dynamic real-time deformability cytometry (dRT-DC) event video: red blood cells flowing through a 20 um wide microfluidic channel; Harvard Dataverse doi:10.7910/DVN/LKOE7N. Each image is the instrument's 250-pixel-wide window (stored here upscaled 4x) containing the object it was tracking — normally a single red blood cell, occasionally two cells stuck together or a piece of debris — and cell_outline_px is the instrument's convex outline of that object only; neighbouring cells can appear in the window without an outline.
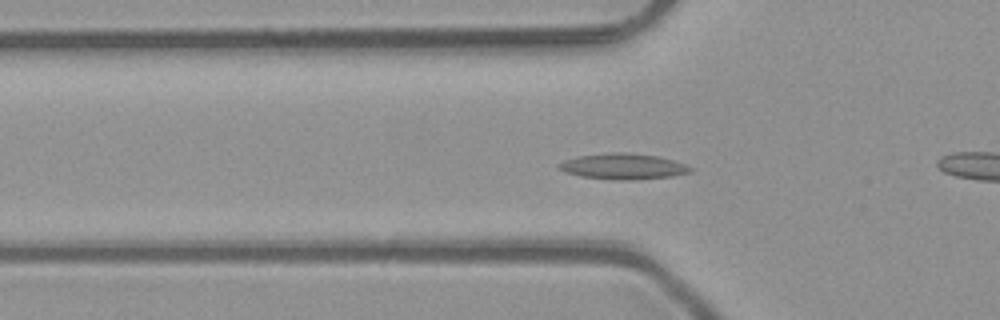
{"species": "common noctule bat (a hibernating species)", "species_latin": "Nyctalus noctula", "temperature_condition": "room temperature", "stored_images_in_passage": 53, "camera_frame_rate_fps": 3000, "um_per_image_px": 0.085, "animal": {"sex": "male", "body_mass_g": 23.1, "forearm_length_mm": 52.7}, "frame": {"image": 1, "passage_image": 18, "time_ms": 5.667, "image_size_px": [1000, 320], "cell_outline_px": [[692, 172], [672, 176], [632, 180], [616, 180], [580, 176], [564, 172], [556, 168], [556, 164], [564, 160], [580, 156], [612, 152], [628, 152], [660, 156], [684, 164], [692, 168]], "centroid_in_image_um": [52.93, 14.14], "position_along_channel_um": 72.9, "area_um2": 19.88}}
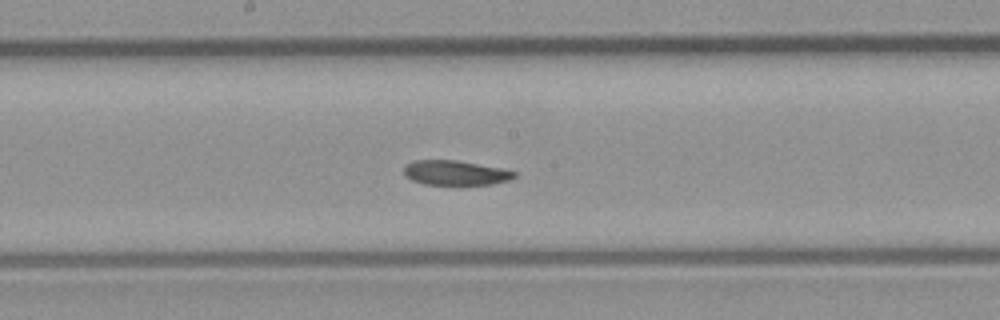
{"frame": {"image": 2, "passage_image": 28, "time_ms": 9.0, "image_size_px": [1000, 320], "cell_outline_px": [[516, 176], [508, 180], [492, 184], [424, 184], [412, 180], [404, 176], [404, 168], [412, 160], [456, 160], [500, 168], [516, 172]], "centroid_in_image_um": [38.68, 14.68], "position_along_channel_um": 209.5, "area_um2": 15.66}}
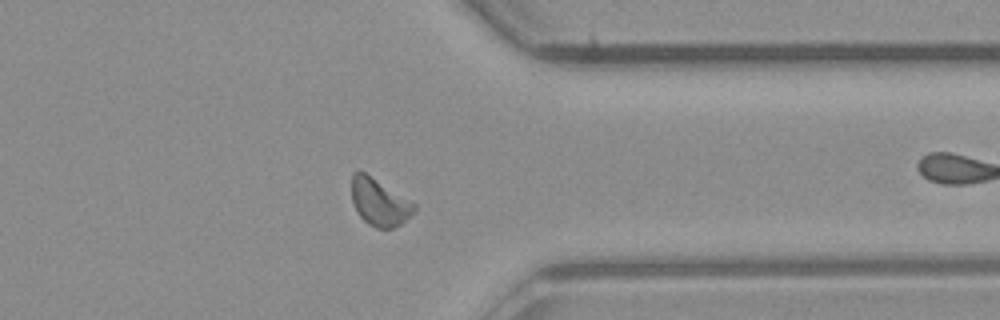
{"frame": {"image": 3, "passage_image": 41, "time_ms": 13.333, "image_size_px": [1000, 320], "cell_outline_px": [[416, 208], [400, 224], [392, 228], [376, 228], [368, 224], [356, 212], [352, 200], [352, 172], [364, 172], [416, 204]], "centroid_in_image_um": [32.21, 17.2], "position_along_channel_um": 379.2, "area_um2": 16.76}, "authors_computed_cell_mechanics": {"area_um2": 17.34, "velocity_mm_per_s": 4.0631, "shape_relaxation_time_tau1_ms": 6.0393, "shape_relaxation_time_tau2_ms": 5.8152, "deformation_change_tau1": 0.1315, "deformation_change_tau2": 0.118}}